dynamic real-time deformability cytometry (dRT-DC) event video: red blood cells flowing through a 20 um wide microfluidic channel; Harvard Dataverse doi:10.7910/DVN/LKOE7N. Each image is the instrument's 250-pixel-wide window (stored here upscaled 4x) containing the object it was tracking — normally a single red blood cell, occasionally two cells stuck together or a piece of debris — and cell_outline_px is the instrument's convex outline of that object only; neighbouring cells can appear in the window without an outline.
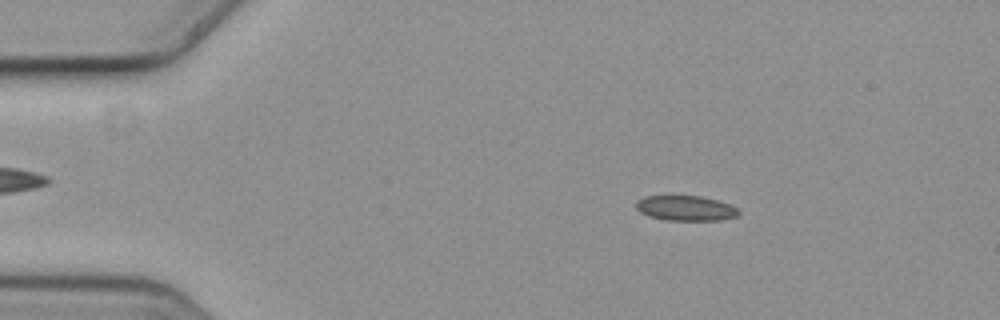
{"species": "common noctule bat (a hibernating species)", "species_latin": "Nyctalus noctula", "temperature_condition": "cold", "stored_images_in_passage": 4, "camera_frame_rate_fps": 3000, "um_per_image_px": 0.085, "animal": {"sex": "female", "body_mass_g": 19.3, "forearm_length_mm": 54.1}, "frame": {"image": 1, "passage_image": 2, "time_ms": 0.333, "image_size_px": [1000, 320], "cell_outline_px": [[740, 212], [736, 216], [724, 220], [664, 220], [648, 216], [640, 212], [636, 208], [636, 200], [644, 196], [700, 196], [716, 200], [740, 208]], "centroid_in_image_um": [58.28, 17.7], "position_along_channel_um": 26.7, "area_um2": 15.09}}